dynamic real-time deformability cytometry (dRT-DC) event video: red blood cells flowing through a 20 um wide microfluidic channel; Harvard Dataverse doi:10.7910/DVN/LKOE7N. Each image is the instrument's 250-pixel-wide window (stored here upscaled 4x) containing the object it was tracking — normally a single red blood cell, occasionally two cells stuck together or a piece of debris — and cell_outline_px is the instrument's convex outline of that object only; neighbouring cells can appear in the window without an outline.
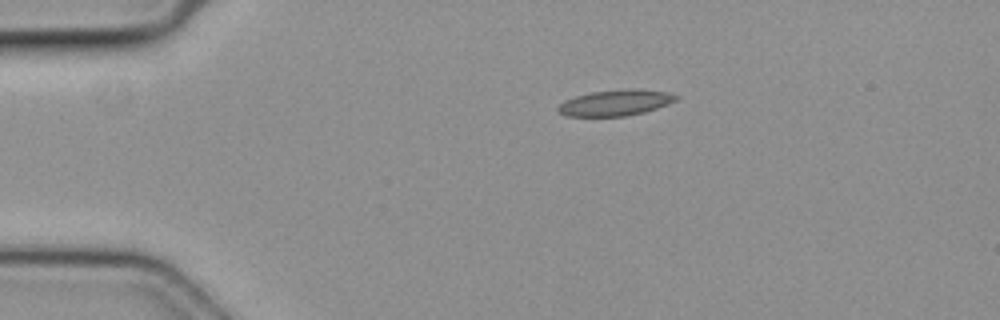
{"species": "common noctule bat (a hibernating species)", "species_latin": "Nyctalus noctula", "temperature_condition": "cold", "stored_images_in_passage": 40, "camera_frame_rate_fps": 3000, "um_per_image_px": 0.085, "animal": {"sex": "female", "body_mass_g": 19.3, "forearm_length_mm": 54.1}, "frame": {"image": 1, "passage_image": 1, "time_ms": 0.0, "image_size_px": [1000, 320], "cell_outline_px": [[680, 96], [676, 100], [668, 104], [644, 112], [624, 116], [564, 116], [556, 108], [564, 100], [576, 96], [592, 92], [668, 92]], "centroid_in_image_um": [52.23, 8.8], "position_along_channel_um": 32.8, "area_um2": 16.65}}
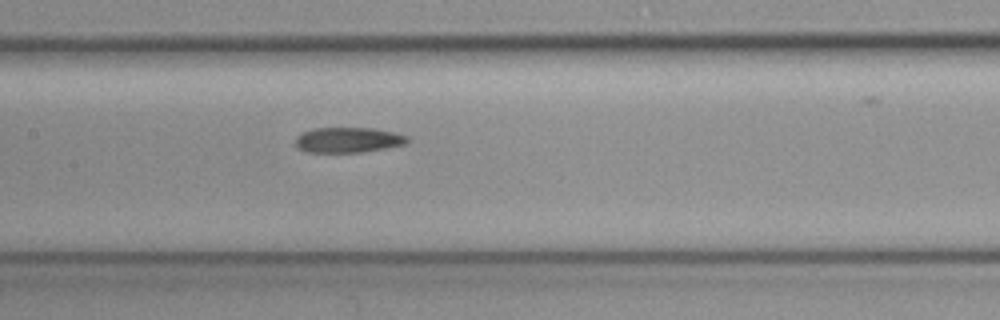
{"frame": {"image": 2, "passage_image": 15, "time_ms": 4.667, "image_size_px": [1000, 320], "cell_outline_px": [[408, 144], [360, 152], [308, 152], [300, 148], [296, 144], [296, 136], [300, 132], [312, 128], [372, 128], [396, 132], [408, 136]], "centroid_in_image_um": [29.6, 11.88], "position_along_channel_um": 177.8, "area_um2": 16.53}}
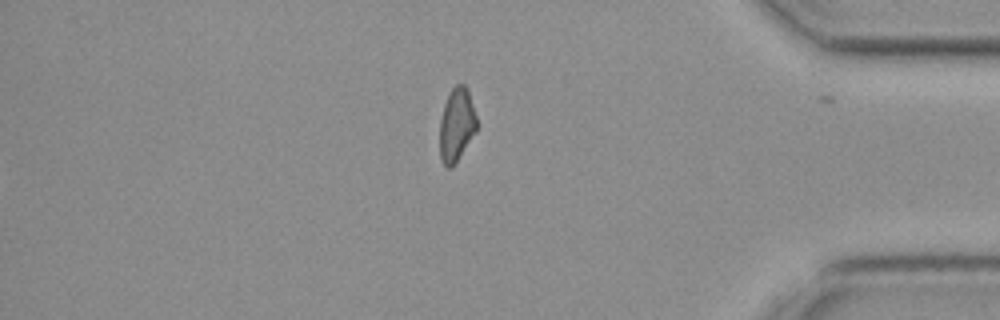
{"frame": {"image": 3, "passage_image": 33, "time_ms": 10.667, "image_size_px": [1000, 320], "cell_outline_px": [[476, 132], [452, 168], [448, 168], [440, 160], [440, 120], [444, 104], [448, 92], [456, 84], [464, 84], [468, 88], [476, 116]], "centroid_in_image_um": [38.8, 10.59], "position_along_channel_um": 396.4, "area_um2": 15.95}}